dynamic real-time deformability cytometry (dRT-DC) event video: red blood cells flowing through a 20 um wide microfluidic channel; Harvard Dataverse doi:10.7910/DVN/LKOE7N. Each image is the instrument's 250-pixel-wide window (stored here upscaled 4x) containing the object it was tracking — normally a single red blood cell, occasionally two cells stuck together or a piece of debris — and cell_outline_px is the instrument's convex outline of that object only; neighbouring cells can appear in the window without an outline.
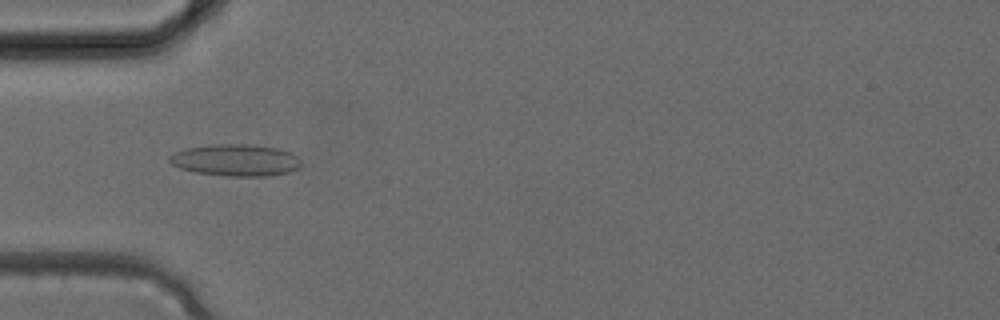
{"species": "common noctule bat (a hibernating species)", "species_latin": "Nyctalus noctula", "temperature_condition": "cold", "stored_images_in_passage": 3, "camera_frame_rate_fps": 3000, "um_per_image_px": 0.085, "animal": {"sex": "female", "body_mass_g": 24.6, "forearm_length_mm": 56.2}, "frame": {"image": 1, "passage_image": 3, "time_ms": 0.667, "image_size_px": [1000, 320], "cell_outline_px": [[300, 168], [288, 172], [268, 176], [228, 176], [196, 172], [180, 168], [172, 164], [168, 160], [168, 156], [184, 148], [216, 144], [248, 144], [280, 148], [292, 152], [300, 160]], "centroid_in_image_um": [20.05, 13.6], "position_along_channel_um": 65.0, "area_um2": 24.51}}